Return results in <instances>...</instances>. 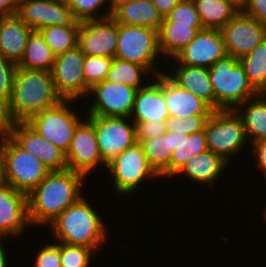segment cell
<instances>
[{
    "instance_id": "1",
    "label": "cell",
    "mask_w": 266,
    "mask_h": 267,
    "mask_svg": "<svg viewBox=\"0 0 266 267\" xmlns=\"http://www.w3.org/2000/svg\"><path fill=\"white\" fill-rule=\"evenodd\" d=\"M85 180L83 174L73 170L51 171L27 195L30 225L47 227L83 196Z\"/></svg>"
},
{
    "instance_id": "2",
    "label": "cell",
    "mask_w": 266,
    "mask_h": 267,
    "mask_svg": "<svg viewBox=\"0 0 266 267\" xmlns=\"http://www.w3.org/2000/svg\"><path fill=\"white\" fill-rule=\"evenodd\" d=\"M97 210L85 195L80 197L47 226L53 241L89 247L98 255L100 247L107 243L109 233L108 225Z\"/></svg>"
},
{
    "instance_id": "3",
    "label": "cell",
    "mask_w": 266,
    "mask_h": 267,
    "mask_svg": "<svg viewBox=\"0 0 266 267\" xmlns=\"http://www.w3.org/2000/svg\"><path fill=\"white\" fill-rule=\"evenodd\" d=\"M63 100L56 90L51 72L16 68L9 101L10 113L15 122H27L33 115Z\"/></svg>"
},
{
    "instance_id": "4",
    "label": "cell",
    "mask_w": 266,
    "mask_h": 267,
    "mask_svg": "<svg viewBox=\"0 0 266 267\" xmlns=\"http://www.w3.org/2000/svg\"><path fill=\"white\" fill-rule=\"evenodd\" d=\"M214 90V110H234L258 93L250 85L237 58L227 55L209 68Z\"/></svg>"
},
{
    "instance_id": "5",
    "label": "cell",
    "mask_w": 266,
    "mask_h": 267,
    "mask_svg": "<svg viewBox=\"0 0 266 267\" xmlns=\"http://www.w3.org/2000/svg\"><path fill=\"white\" fill-rule=\"evenodd\" d=\"M159 55L162 56L157 30L145 26H127L118 23L115 58L142 65L156 76L164 72L158 64L157 59L161 57Z\"/></svg>"
},
{
    "instance_id": "6",
    "label": "cell",
    "mask_w": 266,
    "mask_h": 267,
    "mask_svg": "<svg viewBox=\"0 0 266 267\" xmlns=\"http://www.w3.org/2000/svg\"><path fill=\"white\" fill-rule=\"evenodd\" d=\"M208 149L226 162L241 155L249 142L243 122L234 110H214L205 125Z\"/></svg>"
},
{
    "instance_id": "7",
    "label": "cell",
    "mask_w": 266,
    "mask_h": 267,
    "mask_svg": "<svg viewBox=\"0 0 266 267\" xmlns=\"http://www.w3.org/2000/svg\"><path fill=\"white\" fill-rule=\"evenodd\" d=\"M106 169L110 172L113 189L123 195L135 193L140 185L161 176L150 165L147 157L138 142L128 147L107 164Z\"/></svg>"
},
{
    "instance_id": "8",
    "label": "cell",
    "mask_w": 266,
    "mask_h": 267,
    "mask_svg": "<svg viewBox=\"0 0 266 267\" xmlns=\"http://www.w3.org/2000/svg\"><path fill=\"white\" fill-rule=\"evenodd\" d=\"M77 100H63L58 105L33 115L27 123L43 138L57 146L65 154L68 152L74 131L83 120L80 112L72 106Z\"/></svg>"
},
{
    "instance_id": "9",
    "label": "cell",
    "mask_w": 266,
    "mask_h": 267,
    "mask_svg": "<svg viewBox=\"0 0 266 267\" xmlns=\"http://www.w3.org/2000/svg\"><path fill=\"white\" fill-rule=\"evenodd\" d=\"M50 172L42 161L8 137L4 183L28 195Z\"/></svg>"
},
{
    "instance_id": "10",
    "label": "cell",
    "mask_w": 266,
    "mask_h": 267,
    "mask_svg": "<svg viewBox=\"0 0 266 267\" xmlns=\"http://www.w3.org/2000/svg\"><path fill=\"white\" fill-rule=\"evenodd\" d=\"M87 117L94 126L101 158L106 165L137 142L135 123L130 117Z\"/></svg>"
},
{
    "instance_id": "11",
    "label": "cell",
    "mask_w": 266,
    "mask_h": 267,
    "mask_svg": "<svg viewBox=\"0 0 266 267\" xmlns=\"http://www.w3.org/2000/svg\"><path fill=\"white\" fill-rule=\"evenodd\" d=\"M137 88L122 83L102 81L94 85L87 96L92 104L82 116L130 117ZM93 99V100H92Z\"/></svg>"
},
{
    "instance_id": "12",
    "label": "cell",
    "mask_w": 266,
    "mask_h": 267,
    "mask_svg": "<svg viewBox=\"0 0 266 267\" xmlns=\"http://www.w3.org/2000/svg\"><path fill=\"white\" fill-rule=\"evenodd\" d=\"M85 55L77 45L59 54L51 70L57 92L64 100H87L89 90L83 76Z\"/></svg>"
},
{
    "instance_id": "13",
    "label": "cell",
    "mask_w": 266,
    "mask_h": 267,
    "mask_svg": "<svg viewBox=\"0 0 266 267\" xmlns=\"http://www.w3.org/2000/svg\"><path fill=\"white\" fill-rule=\"evenodd\" d=\"M66 161L69 170L79 172L86 178L100 166L107 167L101 158L94 126L87 116L74 131Z\"/></svg>"
},
{
    "instance_id": "14",
    "label": "cell",
    "mask_w": 266,
    "mask_h": 267,
    "mask_svg": "<svg viewBox=\"0 0 266 267\" xmlns=\"http://www.w3.org/2000/svg\"><path fill=\"white\" fill-rule=\"evenodd\" d=\"M220 31L227 54L237 59L250 53L266 38V24L241 10Z\"/></svg>"
},
{
    "instance_id": "15",
    "label": "cell",
    "mask_w": 266,
    "mask_h": 267,
    "mask_svg": "<svg viewBox=\"0 0 266 267\" xmlns=\"http://www.w3.org/2000/svg\"><path fill=\"white\" fill-rule=\"evenodd\" d=\"M15 15L33 30L71 26L77 19L65 0H19Z\"/></svg>"
},
{
    "instance_id": "16",
    "label": "cell",
    "mask_w": 266,
    "mask_h": 267,
    "mask_svg": "<svg viewBox=\"0 0 266 267\" xmlns=\"http://www.w3.org/2000/svg\"><path fill=\"white\" fill-rule=\"evenodd\" d=\"M118 22L112 17L82 21L77 45L85 56L115 58Z\"/></svg>"
},
{
    "instance_id": "17",
    "label": "cell",
    "mask_w": 266,
    "mask_h": 267,
    "mask_svg": "<svg viewBox=\"0 0 266 267\" xmlns=\"http://www.w3.org/2000/svg\"><path fill=\"white\" fill-rule=\"evenodd\" d=\"M227 55L220 29L204 28L173 59L169 60L168 64L170 65L171 61L173 64L211 68L215 62Z\"/></svg>"
},
{
    "instance_id": "18",
    "label": "cell",
    "mask_w": 266,
    "mask_h": 267,
    "mask_svg": "<svg viewBox=\"0 0 266 267\" xmlns=\"http://www.w3.org/2000/svg\"><path fill=\"white\" fill-rule=\"evenodd\" d=\"M28 219L27 195L7 183L0 182V238L22 237Z\"/></svg>"
},
{
    "instance_id": "19",
    "label": "cell",
    "mask_w": 266,
    "mask_h": 267,
    "mask_svg": "<svg viewBox=\"0 0 266 267\" xmlns=\"http://www.w3.org/2000/svg\"><path fill=\"white\" fill-rule=\"evenodd\" d=\"M10 137L24 150L42 161L51 171L68 169L66 154L43 138L27 122H15Z\"/></svg>"
},
{
    "instance_id": "20",
    "label": "cell",
    "mask_w": 266,
    "mask_h": 267,
    "mask_svg": "<svg viewBox=\"0 0 266 267\" xmlns=\"http://www.w3.org/2000/svg\"><path fill=\"white\" fill-rule=\"evenodd\" d=\"M163 87L169 117L211 115L214 109L203 99L178 86L165 72L154 76Z\"/></svg>"
},
{
    "instance_id": "21",
    "label": "cell",
    "mask_w": 266,
    "mask_h": 267,
    "mask_svg": "<svg viewBox=\"0 0 266 267\" xmlns=\"http://www.w3.org/2000/svg\"><path fill=\"white\" fill-rule=\"evenodd\" d=\"M168 117L163 87L155 79L137 90L130 116L133 121H165Z\"/></svg>"
},
{
    "instance_id": "22",
    "label": "cell",
    "mask_w": 266,
    "mask_h": 267,
    "mask_svg": "<svg viewBox=\"0 0 266 267\" xmlns=\"http://www.w3.org/2000/svg\"><path fill=\"white\" fill-rule=\"evenodd\" d=\"M229 165L220 155L208 150L191 158L173 177L181 174L196 184L210 187L214 186Z\"/></svg>"
},
{
    "instance_id": "23",
    "label": "cell",
    "mask_w": 266,
    "mask_h": 267,
    "mask_svg": "<svg viewBox=\"0 0 266 267\" xmlns=\"http://www.w3.org/2000/svg\"><path fill=\"white\" fill-rule=\"evenodd\" d=\"M33 29L15 14L0 18V55L18 64Z\"/></svg>"
},
{
    "instance_id": "24",
    "label": "cell",
    "mask_w": 266,
    "mask_h": 267,
    "mask_svg": "<svg viewBox=\"0 0 266 267\" xmlns=\"http://www.w3.org/2000/svg\"><path fill=\"white\" fill-rule=\"evenodd\" d=\"M175 68L165 73L181 88L200 97L214 109V90L210 81L209 68L172 64ZM171 72V73H170Z\"/></svg>"
},
{
    "instance_id": "25",
    "label": "cell",
    "mask_w": 266,
    "mask_h": 267,
    "mask_svg": "<svg viewBox=\"0 0 266 267\" xmlns=\"http://www.w3.org/2000/svg\"><path fill=\"white\" fill-rule=\"evenodd\" d=\"M234 111L243 122L249 145L266 140V100L260 93L239 104Z\"/></svg>"
},
{
    "instance_id": "26",
    "label": "cell",
    "mask_w": 266,
    "mask_h": 267,
    "mask_svg": "<svg viewBox=\"0 0 266 267\" xmlns=\"http://www.w3.org/2000/svg\"><path fill=\"white\" fill-rule=\"evenodd\" d=\"M127 26H145L159 31L163 18L151 0H135L119 6L111 15Z\"/></svg>"
},
{
    "instance_id": "27",
    "label": "cell",
    "mask_w": 266,
    "mask_h": 267,
    "mask_svg": "<svg viewBox=\"0 0 266 267\" xmlns=\"http://www.w3.org/2000/svg\"><path fill=\"white\" fill-rule=\"evenodd\" d=\"M202 29L204 28L174 22H162L158 31V39L162 57L166 58L165 62L173 59Z\"/></svg>"
},
{
    "instance_id": "28",
    "label": "cell",
    "mask_w": 266,
    "mask_h": 267,
    "mask_svg": "<svg viewBox=\"0 0 266 267\" xmlns=\"http://www.w3.org/2000/svg\"><path fill=\"white\" fill-rule=\"evenodd\" d=\"M203 28L221 29L239 11L233 0H193Z\"/></svg>"
},
{
    "instance_id": "29",
    "label": "cell",
    "mask_w": 266,
    "mask_h": 267,
    "mask_svg": "<svg viewBox=\"0 0 266 267\" xmlns=\"http://www.w3.org/2000/svg\"><path fill=\"white\" fill-rule=\"evenodd\" d=\"M150 165L162 179L169 178V164L173 153V133L165 132L152 139L138 142Z\"/></svg>"
},
{
    "instance_id": "30",
    "label": "cell",
    "mask_w": 266,
    "mask_h": 267,
    "mask_svg": "<svg viewBox=\"0 0 266 267\" xmlns=\"http://www.w3.org/2000/svg\"><path fill=\"white\" fill-rule=\"evenodd\" d=\"M55 58L56 55L46 44L41 33L33 30L27 39L24 55L17 67L51 72Z\"/></svg>"
},
{
    "instance_id": "31",
    "label": "cell",
    "mask_w": 266,
    "mask_h": 267,
    "mask_svg": "<svg viewBox=\"0 0 266 267\" xmlns=\"http://www.w3.org/2000/svg\"><path fill=\"white\" fill-rule=\"evenodd\" d=\"M207 137L205 130L189 135L180 133V143L178 149L174 150L169 164V177L173 176L191 158L208 151Z\"/></svg>"
},
{
    "instance_id": "32",
    "label": "cell",
    "mask_w": 266,
    "mask_h": 267,
    "mask_svg": "<svg viewBox=\"0 0 266 267\" xmlns=\"http://www.w3.org/2000/svg\"><path fill=\"white\" fill-rule=\"evenodd\" d=\"M153 76L154 75L142 65L119 58H113L105 80L114 83H122L139 89L146 86L152 80L151 78H154ZM143 79H145V81Z\"/></svg>"
},
{
    "instance_id": "33",
    "label": "cell",
    "mask_w": 266,
    "mask_h": 267,
    "mask_svg": "<svg viewBox=\"0 0 266 267\" xmlns=\"http://www.w3.org/2000/svg\"><path fill=\"white\" fill-rule=\"evenodd\" d=\"M253 89L259 94L266 89V38L250 53L238 59Z\"/></svg>"
},
{
    "instance_id": "34",
    "label": "cell",
    "mask_w": 266,
    "mask_h": 267,
    "mask_svg": "<svg viewBox=\"0 0 266 267\" xmlns=\"http://www.w3.org/2000/svg\"><path fill=\"white\" fill-rule=\"evenodd\" d=\"M80 25L81 22L77 20L71 26H47L38 31L57 56L77 46Z\"/></svg>"
},
{
    "instance_id": "35",
    "label": "cell",
    "mask_w": 266,
    "mask_h": 267,
    "mask_svg": "<svg viewBox=\"0 0 266 267\" xmlns=\"http://www.w3.org/2000/svg\"><path fill=\"white\" fill-rule=\"evenodd\" d=\"M65 1L71 8L74 17L80 22L87 20L103 19L111 16L109 0H65ZM101 10L104 11L102 12Z\"/></svg>"
},
{
    "instance_id": "36",
    "label": "cell",
    "mask_w": 266,
    "mask_h": 267,
    "mask_svg": "<svg viewBox=\"0 0 266 267\" xmlns=\"http://www.w3.org/2000/svg\"><path fill=\"white\" fill-rule=\"evenodd\" d=\"M95 254L92 248L60 242L61 267H90Z\"/></svg>"
},
{
    "instance_id": "37",
    "label": "cell",
    "mask_w": 266,
    "mask_h": 267,
    "mask_svg": "<svg viewBox=\"0 0 266 267\" xmlns=\"http://www.w3.org/2000/svg\"><path fill=\"white\" fill-rule=\"evenodd\" d=\"M112 60L101 56H85L83 76L88 90L105 80Z\"/></svg>"
},
{
    "instance_id": "38",
    "label": "cell",
    "mask_w": 266,
    "mask_h": 267,
    "mask_svg": "<svg viewBox=\"0 0 266 267\" xmlns=\"http://www.w3.org/2000/svg\"><path fill=\"white\" fill-rule=\"evenodd\" d=\"M162 22H174L192 27H203L193 0H180Z\"/></svg>"
},
{
    "instance_id": "39",
    "label": "cell",
    "mask_w": 266,
    "mask_h": 267,
    "mask_svg": "<svg viewBox=\"0 0 266 267\" xmlns=\"http://www.w3.org/2000/svg\"><path fill=\"white\" fill-rule=\"evenodd\" d=\"M211 115H194L187 117H168L165 122L167 132L191 134L204 130L206 122Z\"/></svg>"
},
{
    "instance_id": "40",
    "label": "cell",
    "mask_w": 266,
    "mask_h": 267,
    "mask_svg": "<svg viewBox=\"0 0 266 267\" xmlns=\"http://www.w3.org/2000/svg\"><path fill=\"white\" fill-rule=\"evenodd\" d=\"M38 249L33 267H61L60 242L51 240Z\"/></svg>"
},
{
    "instance_id": "41",
    "label": "cell",
    "mask_w": 266,
    "mask_h": 267,
    "mask_svg": "<svg viewBox=\"0 0 266 267\" xmlns=\"http://www.w3.org/2000/svg\"><path fill=\"white\" fill-rule=\"evenodd\" d=\"M17 64L0 55V97L10 101Z\"/></svg>"
},
{
    "instance_id": "42",
    "label": "cell",
    "mask_w": 266,
    "mask_h": 267,
    "mask_svg": "<svg viewBox=\"0 0 266 267\" xmlns=\"http://www.w3.org/2000/svg\"><path fill=\"white\" fill-rule=\"evenodd\" d=\"M137 142L142 139H152L166 132L164 121H134Z\"/></svg>"
},
{
    "instance_id": "43",
    "label": "cell",
    "mask_w": 266,
    "mask_h": 267,
    "mask_svg": "<svg viewBox=\"0 0 266 267\" xmlns=\"http://www.w3.org/2000/svg\"><path fill=\"white\" fill-rule=\"evenodd\" d=\"M240 10L266 24V0H245Z\"/></svg>"
},
{
    "instance_id": "44",
    "label": "cell",
    "mask_w": 266,
    "mask_h": 267,
    "mask_svg": "<svg viewBox=\"0 0 266 267\" xmlns=\"http://www.w3.org/2000/svg\"><path fill=\"white\" fill-rule=\"evenodd\" d=\"M10 109L9 101L0 97V133L10 134L11 128L14 126Z\"/></svg>"
},
{
    "instance_id": "45",
    "label": "cell",
    "mask_w": 266,
    "mask_h": 267,
    "mask_svg": "<svg viewBox=\"0 0 266 267\" xmlns=\"http://www.w3.org/2000/svg\"><path fill=\"white\" fill-rule=\"evenodd\" d=\"M256 161L255 166L260 169L266 177V140H260L251 144L249 148Z\"/></svg>"
},
{
    "instance_id": "46",
    "label": "cell",
    "mask_w": 266,
    "mask_h": 267,
    "mask_svg": "<svg viewBox=\"0 0 266 267\" xmlns=\"http://www.w3.org/2000/svg\"><path fill=\"white\" fill-rule=\"evenodd\" d=\"M158 13L164 18L179 3L180 0H151Z\"/></svg>"
},
{
    "instance_id": "47",
    "label": "cell",
    "mask_w": 266,
    "mask_h": 267,
    "mask_svg": "<svg viewBox=\"0 0 266 267\" xmlns=\"http://www.w3.org/2000/svg\"><path fill=\"white\" fill-rule=\"evenodd\" d=\"M18 5L19 0H0V18L14 15Z\"/></svg>"
},
{
    "instance_id": "48",
    "label": "cell",
    "mask_w": 266,
    "mask_h": 267,
    "mask_svg": "<svg viewBox=\"0 0 266 267\" xmlns=\"http://www.w3.org/2000/svg\"><path fill=\"white\" fill-rule=\"evenodd\" d=\"M9 136L10 134L0 133V182L4 181L5 154H6V146H7Z\"/></svg>"
},
{
    "instance_id": "49",
    "label": "cell",
    "mask_w": 266,
    "mask_h": 267,
    "mask_svg": "<svg viewBox=\"0 0 266 267\" xmlns=\"http://www.w3.org/2000/svg\"><path fill=\"white\" fill-rule=\"evenodd\" d=\"M7 238H0V267H8L10 264L9 259H7L9 256L6 255L8 254L6 251L7 248H5L4 246V241Z\"/></svg>"
},
{
    "instance_id": "50",
    "label": "cell",
    "mask_w": 266,
    "mask_h": 267,
    "mask_svg": "<svg viewBox=\"0 0 266 267\" xmlns=\"http://www.w3.org/2000/svg\"><path fill=\"white\" fill-rule=\"evenodd\" d=\"M135 0H109V5L112 13L121 5L131 3Z\"/></svg>"
},
{
    "instance_id": "51",
    "label": "cell",
    "mask_w": 266,
    "mask_h": 267,
    "mask_svg": "<svg viewBox=\"0 0 266 267\" xmlns=\"http://www.w3.org/2000/svg\"><path fill=\"white\" fill-rule=\"evenodd\" d=\"M180 143V133H173V151L178 149Z\"/></svg>"
},
{
    "instance_id": "52",
    "label": "cell",
    "mask_w": 266,
    "mask_h": 267,
    "mask_svg": "<svg viewBox=\"0 0 266 267\" xmlns=\"http://www.w3.org/2000/svg\"><path fill=\"white\" fill-rule=\"evenodd\" d=\"M237 5L241 6L245 0H233Z\"/></svg>"
},
{
    "instance_id": "53",
    "label": "cell",
    "mask_w": 266,
    "mask_h": 267,
    "mask_svg": "<svg viewBox=\"0 0 266 267\" xmlns=\"http://www.w3.org/2000/svg\"><path fill=\"white\" fill-rule=\"evenodd\" d=\"M260 94H261V95L264 97V99L266 100V89L263 90Z\"/></svg>"
},
{
    "instance_id": "54",
    "label": "cell",
    "mask_w": 266,
    "mask_h": 267,
    "mask_svg": "<svg viewBox=\"0 0 266 267\" xmlns=\"http://www.w3.org/2000/svg\"><path fill=\"white\" fill-rule=\"evenodd\" d=\"M262 212L264 213V214H263V216H264V218H263V219H265V221H264V222H266V208H264Z\"/></svg>"
}]
</instances>
